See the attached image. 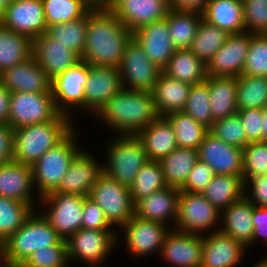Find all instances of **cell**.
<instances>
[{
	"instance_id": "obj_1",
	"label": "cell",
	"mask_w": 267,
	"mask_h": 267,
	"mask_svg": "<svg viewBox=\"0 0 267 267\" xmlns=\"http://www.w3.org/2000/svg\"><path fill=\"white\" fill-rule=\"evenodd\" d=\"M133 33L111 12L87 13L86 44L81 60L93 66L119 68Z\"/></svg>"
},
{
	"instance_id": "obj_2",
	"label": "cell",
	"mask_w": 267,
	"mask_h": 267,
	"mask_svg": "<svg viewBox=\"0 0 267 267\" xmlns=\"http://www.w3.org/2000/svg\"><path fill=\"white\" fill-rule=\"evenodd\" d=\"M118 135H137L160 116L152 92L123 88L95 114Z\"/></svg>"
},
{
	"instance_id": "obj_3",
	"label": "cell",
	"mask_w": 267,
	"mask_h": 267,
	"mask_svg": "<svg viewBox=\"0 0 267 267\" xmlns=\"http://www.w3.org/2000/svg\"><path fill=\"white\" fill-rule=\"evenodd\" d=\"M71 117L59 113L53 120L13 130V160L32 166L73 129Z\"/></svg>"
},
{
	"instance_id": "obj_4",
	"label": "cell",
	"mask_w": 267,
	"mask_h": 267,
	"mask_svg": "<svg viewBox=\"0 0 267 267\" xmlns=\"http://www.w3.org/2000/svg\"><path fill=\"white\" fill-rule=\"evenodd\" d=\"M36 211L0 245L12 267L23 264L35 250L58 244L62 240L43 214H36Z\"/></svg>"
},
{
	"instance_id": "obj_5",
	"label": "cell",
	"mask_w": 267,
	"mask_h": 267,
	"mask_svg": "<svg viewBox=\"0 0 267 267\" xmlns=\"http://www.w3.org/2000/svg\"><path fill=\"white\" fill-rule=\"evenodd\" d=\"M73 129L61 142L45 152L33 165V183L39 198L54 192L68 170L72 160L80 152Z\"/></svg>"
},
{
	"instance_id": "obj_6",
	"label": "cell",
	"mask_w": 267,
	"mask_h": 267,
	"mask_svg": "<svg viewBox=\"0 0 267 267\" xmlns=\"http://www.w3.org/2000/svg\"><path fill=\"white\" fill-rule=\"evenodd\" d=\"M110 143L106 150L108 163L103 164V172L130 186L141 167L149 161L144 145L137 135H119Z\"/></svg>"
},
{
	"instance_id": "obj_7",
	"label": "cell",
	"mask_w": 267,
	"mask_h": 267,
	"mask_svg": "<svg viewBox=\"0 0 267 267\" xmlns=\"http://www.w3.org/2000/svg\"><path fill=\"white\" fill-rule=\"evenodd\" d=\"M103 210L107 221L121 228L134 216L130 188L102 173L88 195Z\"/></svg>"
},
{
	"instance_id": "obj_8",
	"label": "cell",
	"mask_w": 267,
	"mask_h": 267,
	"mask_svg": "<svg viewBox=\"0 0 267 267\" xmlns=\"http://www.w3.org/2000/svg\"><path fill=\"white\" fill-rule=\"evenodd\" d=\"M39 200L43 207H48L43 216L63 240L66 241L82 228L84 196L52 192Z\"/></svg>"
},
{
	"instance_id": "obj_9",
	"label": "cell",
	"mask_w": 267,
	"mask_h": 267,
	"mask_svg": "<svg viewBox=\"0 0 267 267\" xmlns=\"http://www.w3.org/2000/svg\"><path fill=\"white\" fill-rule=\"evenodd\" d=\"M59 113L52 93L12 92L7 124L15 130L48 122Z\"/></svg>"
},
{
	"instance_id": "obj_10",
	"label": "cell",
	"mask_w": 267,
	"mask_h": 267,
	"mask_svg": "<svg viewBox=\"0 0 267 267\" xmlns=\"http://www.w3.org/2000/svg\"><path fill=\"white\" fill-rule=\"evenodd\" d=\"M220 211L202 193L180 191L176 230L197 235L220 224Z\"/></svg>"
},
{
	"instance_id": "obj_11",
	"label": "cell",
	"mask_w": 267,
	"mask_h": 267,
	"mask_svg": "<svg viewBox=\"0 0 267 267\" xmlns=\"http://www.w3.org/2000/svg\"><path fill=\"white\" fill-rule=\"evenodd\" d=\"M89 69L90 64L80 60L52 80L51 92L60 113L72 117L73 109H85L84 93Z\"/></svg>"
},
{
	"instance_id": "obj_12",
	"label": "cell",
	"mask_w": 267,
	"mask_h": 267,
	"mask_svg": "<svg viewBox=\"0 0 267 267\" xmlns=\"http://www.w3.org/2000/svg\"><path fill=\"white\" fill-rule=\"evenodd\" d=\"M118 69L122 78L123 88L148 92H152L162 72L133 38L125 48L122 62Z\"/></svg>"
},
{
	"instance_id": "obj_13",
	"label": "cell",
	"mask_w": 267,
	"mask_h": 267,
	"mask_svg": "<svg viewBox=\"0 0 267 267\" xmlns=\"http://www.w3.org/2000/svg\"><path fill=\"white\" fill-rule=\"evenodd\" d=\"M116 233L114 230L79 229L66 240L68 260H81L97 267L115 247Z\"/></svg>"
},
{
	"instance_id": "obj_14",
	"label": "cell",
	"mask_w": 267,
	"mask_h": 267,
	"mask_svg": "<svg viewBox=\"0 0 267 267\" xmlns=\"http://www.w3.org/2000/svg\"><path fill=\"white\" fill-rule=\"evenodd\" d=\"M252 33L229 34L228 38L206 65L207 76L238 77L242 75Z\"/></svg>"
},
{
	"instance_id": "obj_15",
	"label": "cell",
	"mask_w": 267,
	"mask_h": 267,
	"mask_svg": "<svg viewBox=\"0 0 267 267\" xmlns=\"http://www.w3.org/2000/svg\"><path fill=\"white\" fill-rule=\"evenodd\" d=\"M1 25L34 40L47 32L42 0H14L3 11Z\"/></svg>"
},
{
	"instance_id": "obj_16",
	"label": "cell",
	"mask_w": 267,
	"mask_h": 267,
	"mask_svg": "<svg viewBox=\"0 0 267 267\" xmlns=\"http://www.w3.org/2000/svg\"><path fill=\"white\" fill-rule=\"evenodd\" d=\"M198 158L207 163L214 174H229L243 178V149L229 145L208 132L199 145Z\"/></svg>"
},
{
	"instance_id": "obj_17",
	"label": "cell",
	"mask_w": 267,
	"mask_h": 267,
	"mask_svg": "<svg viewBox=\"0 0 267 267\" xmlns=\"http://www.w3.org/2000/svg\"><path fill=\"white\" fill-rule=\"evenodd\" d=\"M125 234V245L129 254L145 256L155 251H161L168 225L144 220L133 216L121 227Z\"/></svg>"
},
{
	"instance_id": "obj_18",
	"label": "cell",
	"mask_w": 267,
	"mask_h": 267,
	"mask_svg": "<svg viewBox=\"0 0 267 267\" xmlns=\"http://www.w3.org/2000/svg\"><path fill=\"white\" fill-rule=\"evenodd\" d=\"M169 0H116L111 12L133 33L166 18Z\"/></svg>"
},
{
	"instance_id": "obj_19",
	"label": "cell",
	"mask_w": 267,
	"mask_h": 267,
	"mask_svg": "<svg viewBox=\"0 0 267 267\" xmlns=\"http://www.w3.org/2000/svg\"><path fill=\"white\" fill-rule=\"evenodd\" d=\"M202 247L203 235L173 229L166 234L160 254L173 267H200Z\"/></svg>"
},
{
	"instance_id": "obj_20",
	"label": "cell",
	"mask_w": 267,
	"mask_h": 267,
	"mask_svg": "<svg viewBox=\"0 0 267 267\" xmlns=\"http://www.w3.org/2000/svg\"><path fill=\"white\" fill-rule=\"evenodd\" d=\"M123 89L119 69L90 65L85 85V110L96 114L101 107Z\"/></svg>"
},
{
	"instance_id": "obj_21",
	"label": "cell",
	"mask_w": 267,
	"mask_h": 267,
	"mask_svg": "<svg viewBox=\"0 0 267 267\" xmlns=\"http://www.w3.org/2000/svg\"><path fill=\"white\" fill-rule=\"evenodd\" d=\"M0 82L10 93H52V80L34 56L21 62L19 65L4 70L0 74Z\"/></svg>"
},
{
	"instance_id": "obj_22",
	"label": "cell",
	"mask_w": 267,
	"mask_h": 267,
	"mask_svg": "<svg viewBox=\"0 0 267 267\" xmlns=\"http://www.w3.org/2000/svg\"><path fill=\"white\" fill-rule=\"evenodd\" d=\"M93 157L88 152L80 151L72 160L54 192L88 196L91 188L103 173V165H100Z\"/></svg>"
},
{
	"instance_id": "obj_23",
	"label": "cell",
	"mask_w": 267,
	"mask_h": 267,
	"mask_svg": "<svg viewBox=\"0 0 267 267\" xmlns=\"http://www.w3.org/2000/svg\"><path fill=\"white\" fill-rule=\"evenodd\" d=\"M33 56L51 80L81 60L77 53L56 42L47 32L33 40Z\"/></svg>"
},
{
	"instance_id": "obj_24",
	"label": "cell",
	"mask_w": 267,
	"mask_h": 267,
	"mask_svg": "<svg viewBox=\"0 0 267 267\" xmlns=\"http://www.w3.org/2000/svg\"><path fill=\"white\" fill-rule=\"evenodd\" d=\"M133 39L161 70L166 67L176 50L169 34L166 19L139 28L133 32Z\"/></svg>"
},
{
	"instance_id": "obj_25",
	"label": "cell",
	"mask_w": 267,
	"mask_h": 267,
	"mask_svg": "<svg viewBox=\"0 0 267 267\" xmlns=\"http://www.w3.org/2000/svg\"><path fill=\"white\" fill-rule=\"evenodd\" d=\"M216 229L203 235L200 267H236L241 262L246 247L217 227Z\"/></svg>"
},
{
	"instance_id": "obj_26",
	"label": "cell",
	"mask_w": 267,
	"mask_h": 267,
	"mask_svg": "<svg viewBox=\"0 0 267 267\" xmlns=\"http://www.w3.org/2000/svg\"><path fill=\"white\" fill-rule=\"evenodd\" d=\"M180 190L176 187L165 188L150 194L148 197L134 203V216L167 225V220H172L175 225ZM172 217V219H171Z\"/></svg>"
},
{
	"instance_id": "obj_27",
	"label": "cell",
	"mask_w": 267,
	"mask_h": 267,
	"mask_svg": "<svg viewBox=\"0 0 267 267\" xmlns=\"http://www.w3.org/2000/svg\"><path fill=\"white\" fill-rule=\"evenodd\" d=\"M33 187L32 166L14 160L0 164V196L28 203L34 208Z\"/></svg>"
},
{
	"instance_id": "obj_28",
	"label": "cell",
	"mask_w": 267,
	"mask_h": 267,
	"mask_svg": "<svg viewBox=\"0 0 267 267\" xmlns=\"http://www.w3.org/2000/svg\"><path fill=\"white\" fill-rule=\"evenodd\" d=\"M252 216L253 204L244 195L220 212L222 225L218 226V229L220 228V231L240 242L247 249L251 245L254 229Z\"/></svg>"
},
{
	"instance_id": "obj_29",
	"label": "cell",
	"mask_w": 267,
	"mask_h": 267,
	"mask_svg": "<svg viewBox=\"0 0 267 267\" xmlns=\"http://www.w3.org/2000/svg\"><path fill=\"white\" fill-rule=\"evenodd\" d=\"M191 86L161 72L152 90L159 116L165 117L170 113L183 111Z\"/></svg>"
},
{
	"instance_id": "obj_30",
	"label": "cell",
	"mask_w": 267,
	"mask_h": 267,
	"mask_svg": "<svg viewBox=\"0 0 267 267\" xmlns=\"http://www.w3.org/2000/svg\"><path fill=\"white\" fill-rule=\"evenodd\" d=\"M137 137L142 141L148 159L153 161H160L178 147L175 132L165 117L153 121Z\"/></svg>"
},
{
	"instance_id": "obj_31",
	"label": "cell",
	"mask_w": 267,
	"mask_h": 267,
	"mask_svg": "<svg viewBox=\"0 0 267 267\" xmlns=\"http://www.w3.org/2000/svg\"><path fill=\"white\" fill-rule=\"evenodd\" d=\"M202 15L228 34L245 31L242 0H208Z\"/></svg>"
},
{
	"instance_id": "obj_32",
	"label": "cell",
	"mask_w": 267,
	"mask_h": 267,
	"mask_svg": "<svg viewBox=\"0 0 267 267\" xmlns=\"http://www.w3.org/2000/svg\"><path fill=\"white\" fill-rule=\"evenodd\" d=\"M210 92V107L213 121L236 114L237 107V78L222 76H207Z\"/></svg>"
},
{
	"instance_id": "obj_33",
	"label": "cell",
	"mask_w": 267,
	"mask_h": 267,
	"mask_svg": "<svg viewBox=\"0 0 267 267\" xmlns=\"http://www.w3.org/2000/svg\"><path fill=\"white\" fill-rule=\"evenodd\" d=\"M244 184L241 176L216 174L201 193L221 212L245 195Z\"/></svg>"
},
{
	"instance_id": "obj_34",
	"label": "cell",
	"mask_w": 267,
	"mask_h": 267,
	"mask_svg": "<svg viewBox=\"0 0 267 267\" xmlns=\"http://www.w3.org/2000/svg\"><path fill=\"white\" fill-rule=\"evenodd\" d=\"M167 76L191 85L206 80V64L190 49H178L162 70Z\"/></svg>"
},
{
	"instance_id": "obj_35",
	"label": "cell",
	"mask_w": 267,
	"mask_h": 267,
	"mask_svg": "<svg viewBox=\"0 0 267 267\" xmlns=\"http://www.w3.org/2000/svg\"><path fill=\"white\" fill-rule=\"evenodd\" d=\"M198 160V150L193 148L177 147L163 157L159 162L166 185L180 189Z\"/></svg>"
},
{
	"instance_id": "obj_36",
	"label": "cell",
	"mask_w": 267,
	"mask_h": 267,
	"mask_svg": "<svg viewBox=\"0 0 267 267\" xmlns=\"http://www.w3.org/2000/svg\"><path fill=\"white\" fill-rule=\"evenodd\" d=\"M32 56V39L0 25V74Z\"/></svg>"
},
{
	"instance_id": "obj_37",
	"label": "cell",
	"mask_w": 267,
	"mask_h": 267,
	"mask_svg": "<svg viewBox=\"0 0 267 267\" xmlns=\"http://www.w3.org/2000/svg\"><path fill=\"white\" fill-rule=\"evenodd\" d=\"M202 18V13L196 11L169 10L165 19L176 50L189 49Z\"/></svg>"
},
{
	"instance_id": "obj_38",
	"label": "cell",
	"mask_w": 267,
	"mask_h": 267,
	"mask_svg": "<svg viewBox=\"0 0 267 267\" xmlns=\"http://www.w3.org/2000/svg\"><path fill=\"white\" fill-rule=\"evenodd\" d=\"M165 118L175 132L177 146L180 148H193L198 150L209 128L195 121L183 111L170 113Z\"/></svg>"
},
{
	"instance_id": "obj_39",
	"label": "cell",
	"mask_w": 267,
	"mask_h": 267,
	"mask_svg": "<svg viewBox=\"0 0 267 267\" xmlns=\"http://www.w3.org/2000/svg\"><path fill=\"white\" fill-rule=\"evenodd\" d=\"M228 36L227 32L202 18L189 49L207 65Z\"/></svg>"
},
{
	"instance_id": "obj_40",
	"label": "cell",
	"mask_w": 267,
	"mask_h": 267,
	"mask_svg": "<svg viewBox=\"0 0 267 267\" xmlns=\"http://www.w3.org/2000/svg\"><path fill=\"white\" fill-rule=\"evenodd\" d=\"M237 78V107L262 109L267 105V77L240 75Z\"/></svg>"
},
{
	"instance_id": "obj_41",
	"label": "cell",
	"mask_w": 267,
	"mask_h": 267,
	"mask_svg": "<svg viewBox=\"0 0 267 267\" xmlns=\"http://www.w3.org/2000/svg\"><path fill=\"white\" fill-rule=\"evenodd\" d=\"M86 32L87 14L73 21L51 24L47 27V33L56 39V42L62 43L80 57L86 44Z\"/></svg>"
},
{
	"instance_id": "obj_42",
	"label": "cell",
	"mask_w": 267,
	"mask_h": 267,
	"mask_svg": "<svg viewBox=\"0 0 267 267\" xmlns=\"http://www.w3.org/2000/svg\"><path fill=\"white\" fill-rule=\"evenodd\" d=\"M33 210L28 203L0 196V245L25 223Z\"/></svg>"
},
{
	"instance_id": "obj_43",
	"label": "cell",
	"mask_w": 267,
	"mask_h": 267,
	"mask_svg": "<svg viewBox=\"0 0 267 267\" xmlns=\"http://www.w3.org/2000/svg\"><path fill=\"white\" fill-rule=\"evenodd\" d=\"M166 186L160 162L149 160L141 167L134 182L129 186L132 201L135 203Z\"/></svg>"
},
{
	"instance_id": "obj_44",
	"label": "cell",
	"mask_w": 267,
	"mask_h": 267,
	"mask_svg": "<svg viewBox=\"0 0 267 267\" xmlns=\"http://www.w3.org/2000/svg\"><path fill=\"white\" fill-rule=\"evenodd\" d=\"M47 27L84 17L89 10L82 0H42Z\"/></svg>"
},
{
	"instance_id": "obj_45",
	"label": "cell",
	"mask_w": 267,
	"mask_h": 267,
	"mask_svg": "<svg viewBox=\"0 0 267 267\" xmlns=\"http://www.w3.org/2000/svg\"><path fill=\"white\" fill-rule=\"evenodd\" d=\"M210 92L206 81L193 84L183 112L190 115L195 121L210 128L214 123L211 115Z\"/></svg>"
},
{
	"instance_id": "obj_46",
	"label": "cell",
	"mask_w": 267,
	"mask_h": 267,
	"mask_svg": "<svg viewBox=\"0 0 267 267\" xmlns=\"http://www.w3.org/2000/svg\"><path fill=\"white\" fill-rule=\"evenodd\" d=\"M209 132L225 143L238 148L243 149L248 144L244 127L237 113L214 121Z\"/></svg>"
},
{
	"instance_id": "obj_47",
	"label": "cell",
	"mask_w": 267,
	"mask_h": 267,
	"mask_svg": "<svg viewBox=\"0 0 267 267\" xmlns=\"http://www.w3.org/2000/svg\"><path fill=\"white\" fill-rule=\"evenodd\" d=\"M242 74L267 77V34L252 35Z\"/></svg>"
},
{
	"instance_id": "obj_48",
	"label": "cell",
	"mask_w": 267,
	"mask_h": 267,
	"mask_svg": "<svg viewBox=\"0 0 267 267\" xmlns=\"http://www.w3.org/2000/svg\"><path fill=\"white\" fill-rule=\"evenodd\" d=\"M67 242L61 240L58 244L35 250L23 263L25 267H69Z\"/></svg>"
},
{
	"instance_id": "obj_49",
	"label": "cell",
	"mask_w": 267,
	"mask_h": 267,
	"mask_svg": "<svg viewBox=\"0 0 267 267\" xmlns=\"http://www.w3.org/2000/svg\"><path fill=\"white\" fill-rule=\"evenodd\" d=\"M267 174V141L250 142L243 148V180Z\"/></svg>"
},
{
	"instance_id": "obj_50",
	"label": "cell",
	"mask_w": 267,
	"mask_h": 267,
	"mask_svg": "<svg viewBox=\"0 0 267 267\" xmlns=\"http://www.w3.org/2000/svg\"><path fill=\"white\" fill-rule=\"evenodd\" d=\"M245 31L267 34V0H242Z\"/></svg>"
},
{
	"instance_id": "obj_51",
	"label": "cell",
	"mask_w": 267,
	"mask_h": 267,
	"mask_svg": "<svg viewBox=\"0 0 267 267\" xmlns=\"http://www.w3.org/2000/svg\"><path fill=\"white\" fill-rule=\"evenodd\" d=\"M214 175L212 168L207 163L198 160L189 172L185 184L179 190L201 193L213 179Z\"/></svg>"
},
{
	"instance_id": "obj_52",
	"label": "cell",
	"mask_w": 267,
	"mask_h": 267,
	"mask_svg": "<svg viewBox=\"0 0 267 267\" xmlns=\"http://www.w3.org/2000/svg\"><path fill=\"white\" fill-rule=\"evenodd\" d=\"M82 228L96 230H113L102 208L88 196L84 197Z\"/></svg>"
},
{
	"instance_id": "obj_53",
	"label": "cell",
	"mask_w": 267,
	"mask_h": 267,
	"mask_svg": "<svg viewBox=\"0 0 267 267\" xmlns=\"http://www.w3.org/2000/svg\"><path fill=\"white\" fill-rule=\"evenodd\" d=\"M242 125L244 127L247 142L262 141L263 117L262 109H242L238 110Z\"/></svg>"
},
{
	"instance_id": "obj_54",
	"label": "cell",
	"mask_w": 267,
	"mask_h": 267,
	"mask_svg": "<svg viewBox=\"0 0 267 267\" xmlns=\"http://www.w3.org/2000/svg\"><path fill=\"white\" fill-rule=\"evenodd\" d=\"M249 183V184H248ZM245 197L256 207H267V174L250 177L245 182ZM248 185V186H247ZM251 188H250V186ZM249 190L252 195L249 196Z\"/></svg>"
},
{
	"instance_id": "obj_55",
	"label": "cell",
	"mask_w": 267,
	"mask_h": 267,
	"mask_svg": "<svg viewBox=\"0 0 267 267\" xmlns=\"http://www.w3.org/2000/svg\"><path fill=\"white\" fill-rule=\"evenodd\" d=\"M13 160V129L0 122V164Z\"/></svg>"
},
{
	"instance_id": "obj_56",
	"label": "cell",
	"mask_w": 267,
	"mask_h": 267,
	"mask_svg": "<svg viewBox=\"0 0 267 267\" xmlns=\"http://www.w3.org/2000/svg\"><path fill=\"white\" fill-rule=\"evenodd\" d=\"M252 223L254 226L251 245L258 240L263 239L267 244V207H256L253 205Z\"/></svg>"
},
{
	"instance_id": "obj_57",
	"label": "cell",
	"mask_w": 267,
	"mask_h": 267,
	"mask_svg": "<svg viewBox=\"0 0 267 267\" xmlns=\"http://www.w3.org/2000/svg\"><path fill=\"white\" fill-rule=\"evenodd\" d=\"M208 0H169L170 8L179 11L202 13Z\"/></svg>"
},
{
	"instance_id": "obj_58",
	"label": "cell",
	"mask_w": 267,
	"mask_h": 267,
	"mask_svg": "<svg viewBox=\"0 0 267 267\" xmlns=\"http://www.w3.org/2000/svg\"><path fill=\"white\" fill-rule=\"evenodd\" d=\"M11 93L0 82V122L7 123L9 117Z\"/></svg>"
},
{
	"instance_id": "obj_59",
	"label": "cell",
	"mask_w": 267,
	"mask_h": 267,
	"mask_svg": "<svg viewBox=\"0 0 267 267\" xmlns=\"http://www.w3.org/2000/svg\"><path fill=\"white\" fill-rule=\"evenodd\" d=\"M84 6L91 12L111 11L116 0H82Z\"/></svg>"
},
{
	"instance_id": "obj_60",
	"label": "cell",
	"mask_w": 267,
	"mask_h": 267,
	"mask_svg": "<svg viewBox=\"0 0 267 267\" xmlns=\"http://www.w3.org/2000/svg\"><path fill=\"white\" fill-rule=\"evenodd\" d=\"M263 128L262 141H267V105L262 108Z\"/></svg>"
},
{
	"instance_id": "obj_61",
	"label": "cell",
	"mask_w": 267,
	"mask_h": 267,
	"mask_svg": "<svg viewBox=\"0 0 267 267\" xmlns=\"http://www.w3.org/2000/svg\"><path fill=\"white\" fill-rule=\"evenodd\" d=\"M2 260V261H1ZM0 263L3 267H12L9 263L8 258L6 257L3 249L0 247Z\"/></svg>"
},
{
	"instance_id": "obj_62",
	"label": "cell",
	"mask_w": 267,
	"mask_h": 267,
	"mask_svg": "<svg viewBox=\"0 0 267 267\" xmlns=\"http://www.w3.org/2000/svg\"><path fill=\"white\" fill-rule=\"evenodd\" d=\"M14 0H0V8L4 11Z\"/></svg>"
},
{
	"instance_id": "obj_63",
	"label": "cell",
	"mask_w": 267,
	"mask_h": 267,
	"mask_svg": "<svg viewBox=\"0 0 267 267\" xmlns=\"http://www.w3.org/2000/svg\"><path fill=\"white\" fill-rule=\"evenodd\" d=\"M252 267H267V257H265L264 259H261L259 263L255 264V266H252Z\"/></svg>"
},
{
	"instance_id": "obj_64",
	"label": "cell",
	"mask_w": 267,
	"mask_h": 267,
	"mask_svg": "<svg viewBox=\"0 0 267 267\" xmlns=\"http://www.w3.org/2000/svg\"><path fill=\"white\" fill-rule=\"evenodd\" d=\"M2 17H3V10L0 8V25H1V22H2Z\"/></svg>"
},
{
	"instance_id": "obj_65",
	"label": "cell",
	"mask_w": 267,
	"mask_h": 267,
	"mask_svg": "<svg viewBox=\"0 0 267 267\" xmlns=\"http://www.w3.org/2000/svg\"><path fill=\"white\" fill-rule=\"evenodd\" d=\"M15 267H25L23 264L17 265Z\"/></svg>"
}]
</instances>
